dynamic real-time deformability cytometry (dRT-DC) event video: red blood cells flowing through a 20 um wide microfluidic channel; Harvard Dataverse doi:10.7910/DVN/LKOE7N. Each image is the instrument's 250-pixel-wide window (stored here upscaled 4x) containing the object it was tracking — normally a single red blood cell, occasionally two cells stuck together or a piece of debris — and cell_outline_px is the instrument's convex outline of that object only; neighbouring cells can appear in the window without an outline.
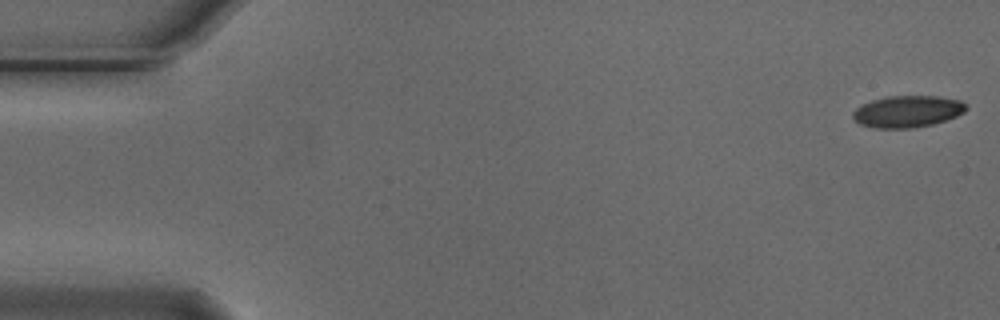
{"species": "Egyptian fruit bat (a non-hibernating species)", "species_latin": "Rousettus aegyptiacus", "temperature_condition": "cold", "stored_images_in_passage": 10, "camera_frame_rate_fps": 3000, "um_per_image_px": 0.085, "animal": {"sex": "male"}, "frame": {"image": 1, "passage_image": 1, "time_ms": 0.0, "image_size_px": [1000, 320], "cell_outline_px": [[968, 108], [964, 112], [956, 116], [932, 124], [912, 128], [876, 128], [860, 124], [852, 116], [852, 112], [856, 108], [872, 100], [888, 96], [940, 96], [960, 100], [968, 104]], "centroid_in_image_um": [77.16, 9.46], "position_along_channel_um": 7.8, "area_um2": 20.92}}